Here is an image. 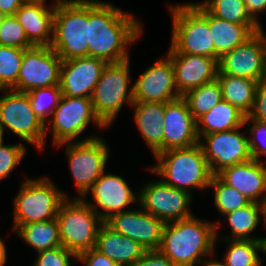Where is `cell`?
Masks as SVG:
<instances>
[{
    "instance_id": "d6986e66",
    "label": "cell",
    "mask_w": 266,
    "mask_h": 266,
    "mask_svg": "<svg viewBox=\"0 0 266 266\" xmlns=\"http://www.w3.org/2000/svg\"><path fill=\"white\" fill-rule=\"evenodd\" d=\"M163 152L199 143L197 122L182 98L165 103Z\"/></svg>"
},
{
    "instance_id": "7c38bea8",
    "label": "cell",
    "mask_w": 266,
    "mask_h": 266,
    "mask_svg": "<svg viewBox=\"0 0 266 266\" xmlns=\"http://www.w3.org/2000/svg\"><path fill=\"white\" fill-rule=\"evenodd\" d=\"M52 131L55 145L75 142L92 121L100 128H107L95 115L91 98L61 97L58 106L52 113ZM74 140V141H73Z\"/></svg>"
},
{
    "instance_id": "7dc6e473",
    "label": "cell",
    "mask_w": 266,
    "mask_h": 266,
    "mask_svg": "<svg viewBox=\"0 0 266 266\" xmlns=\"http://www.w3.org/2000/svg\"><path fill=\"white\" fill-rule=\"evenodd\" d=\"M201 263H202V266H226L223 261L222 262H220V261L219 262L218 261H208V260L205 259Z\"/></svg>"
},
{
    "instance_id": "e0dca14e",
    "label": "cell",
    "mask_w": 266,
    "mask_h": 266,
    "mask_svg": "<svg viewBox=\"0 0 266 266\" xmlns=\"http://www.w3.org/2000/svg\"><path fill=\"white\" fill-rule=\"evenodd\" d=\"M105 223L114 231L137 241L146 251L158 250L165 224L143 209L116 213Z\"/></svg>"
},
{
    "instance_id": "1f68e13d",
    "label": "cell",
    "mask_w": 266,
    "mask_h": 266,
    "mask_svg": "<svg viewBox=\"0 0 266 266\" xmlns=\"http://www.w3.org/2000/svg\"><path fill=\"white\" fill-rule=\"evenodd\" d=\"M229 248L225 252L223 262L226 266H261L262 258L259 257V240L227 239Z\"/></svg>"
},
{
    "instance_id": "8992f818",
    "label": "cell",
    "mask_w": 266,
    "mask_h": 266,
    "mask_svg": "<svg viewBox=\"0 0 266 266\" xmlns=\"http://www.w3.org/2000/svg\"><path fill=\"white\" fill-rule=\"evenodd\" d=\"M66 198L58 212L61 245L77 256L96 246L99 228L104 223L83 198Z\"/></svg>"
},
{
    "instance_id": "30bf717a",
    "label": "cell",
    "mask_w": 266,
    "mask_h": 266,
    "mask_svg": "<svg viewBox=\"0 0 266 266\" xmlns=\"http://www.w3.org/2000/svg\"><path fill=\"white\" fill-rule=\"evenodd\" d=\"M66 146L69 168L79 195L84 198L94 182L104 173L109 157L108 146L99 136L63 143Z\"/></svg>"
},
{
    "instance_id": "d4e9b609",
    "label": "cell",
    "mask_w": 266,
    "mask_h": 266,
    "mask_svg": "<svg viewBox=\"0 0 266 266\" xmlns=\"http://www.w3.org/2000/svg\"><path fill=\"white\" fill-rule=\"evenodd\" d=\"M134 119L143 139L154 156L163 152L165 103L133 102Z\"/></svg>"
},
{
    "instance_id": "5bb4252c",
    "label": "cell",
    "mask_w": 266,
    "mask_h": 266,
    "mask_svg": "<svg viewBox=\"0 0 266 266\" xmlns=\"http://www.w3.org/2000/svg\"><path fill=\"white\" fill-rule=\"evenodd\" d=\"M266 34L261 29L243 44L225 53L218 62V74L260 82L266 78Z\"/></svg>"
},
{
    "instance_id": "ba28073f",
    "label": "cell",
    "mask_w": 266,
    "mask_h": 266,
    "mask_svg": "<svg viewBox=\"0 0 266 266\" xmlns=\"http://www.w3.org/2000/svg\"><path fill=\"white\" fill-rule=\"evenodd\" d=\"M129 59L118 63H107L100 80L95 85L91 101L95 115L108 128L117 118L123 104L132 105L133 85H130Z\"/></svg>"
},
{
    "instance_id": "f5cc1de1",
    "label": "cell",
    "mask_w": 266,
    "mask_h": 266,
    "mask_svg": "<svg viewBox=\"0 0 266 266\" xmlns=\"http://www.w3.org/2000/svg\"><path fill=\"white\" fill-rule=\"evenodd\" d=\"M3 130L0 128V144L3 143Z\"/></svg>"
},
{
    "instance_id": "7a4b0ae2",
    "label": "cell",
    "mask_w": 266,
    "mask_h": 266,
    "mask_svg": "<svg viewBox=\"0 0 266 266\" xmlns=\"http://www.w3.org/2000/svg\"><path fill=\"white\" fill-rule=\"evenodd\" d=\"M215 223H207L194 215L187 219L165 223L158 251L175 266H196L201 257L212 255L218 240Z\"/></svg>"
},
{
    "instance_id": "f1b7e54d",
    "label": "cell",
    "mask_w": 266,
    "mask_h": 266,
    "mask_svg": "<svg viewBox=\"0 0 266 266\" xmlns=\"http://www.w3.org/2000/svg\"><path fill=\"white\" fill-rule=\"evenodd\" d=\"M16 232L26 244L36 249L37 252L62 246L56 218L20 225Z\"/></svg>"
},
{
    "instance_id": "681fc988",
    "label": "cell",
    "mask_w": 266,
    "mask_h": 266,
    "mask_svg": "<svg viewBox=\"0 0 266 266\" xmlns=\"http://www.w3.org/2000/svg\"><path fill=\"white\" fill-rule=\"evenodd\" d=\"M6 17H7V15L4 14V13L0 10V27H1L3 21L5 20Z\"/></svg>"
},
{
    "instance_id": "b9f144b4",
    "label": "cell",
    "mask_w": 266,
    "mask_h": 266,
    "mask_svg": "<svg viewBox=\"0 0 266 266\" xmlns=\"http://www.w3.org/2000/svg\"><path fill=\"white\" fill-rule=\"evenodd\" d=\"M77 260L84 263L85 266H120L95 247L79 254Z\"/></svg>"
},
{
    "instance_id": "8d00e7d4",
    "label": "cell",
    "mask_w": 266,
    "mask_h": 266,
    "mask_svg": "<svg viewBox=\"0 0 266 266\" xmlns=\"http://www.w3.org/2000/svg\"><path fill=\"white\" fill-rule=\"evenodd\" d=\"M0 45L29 49L34 45L28 40L15 15H9L0 27Z\"/></svg>"
},
{
    "instance_id": "f907efd6",
    "label": "cell",
    "mask_w": 266,
    "mask_h": 266,
    "mask_svg": "<svg viewBox=\"0 0 266 266\" xmlns=\"http://www.w3.org/2000/svg\"><path fill=\"white\" fill-rule=\"evenodd\" d=\"M263 222L266 225V202L264 203V217H263Z\"/></svg>"
},
{
    "instance_id": "836d02e7",
    "label": "cell",
    "mask_w": 266,
    "mask_h": 266,
    "mask_svg": "<svg viewBox=\"0 0 266 266\" xmlns=\"http://www.w3.org/2000/svg\"><path fill=\"white\" fill-rule=\"evenodd\" d=\"M209 187L214 189V203L222 216L250 203L243 194L225 184L217 175L212 176Z\"/></svg>"
},
{
    "instance_id": "4fadbf2b",
    "label": "cell",
    "mask_w": 266,
    "mask_h": 266,
    "mask_svg": "<svg viewBox=\"0 0 266 266\" xmlns=\"http://www.w3.org/2000/svg\"><path fill=\"white\" fill-rule=\"evenodd\" d=\"M138 196L140 207L164 223L193 216L188 208L192 201L190 191L171 187L162 180L145 185Z\"/></svg>"
},
{
    "instance_id": "74e56055",
    "label": "cell",
    "mask_w": 266,
    "mask_h": 266,
    "mask_svg": "<svg viewBox=\"0 0 266 266\" xmlns=\"http://www.w3.org/2000/svg\"><path fill=\"white\" fill-rule=\"evenodd\" d=\"M251 122L253 125L249 128L251 134V137L248 136L249 149L252 159L260 161V155L266 156V122L252 119L248 115L245 116L244 125L248 123L249 127Z\"/></svg>"
},
{
    "instance_id": "8fae6325",
    "label": "cell",
    "mask_w": 266,
    "mask_h": 266,
    "mask_svg": "<svg viewBox=\"0 0 266 266\" xmlns=\"http://www.w3.org/2000/svg\"><path fill=\"white\" fill-rule=\"evenodd\" d=\"M62 59L50 46H33L24 50L17 83L11 88L16 92L59 86Z\"/></svg>"
},
{
    "instance_id": "7bdbcfd3",
    "label": "cell",
    "mask_w": 266,
    "mask_h": 266,
    "mask_svg": "<svg viewBox=\"0 0 266 266\" xmlns=\"http://www.w3.org/2000/svg\"><path fill=\"white\" fill-rule=\"evenodd\" d=\"M131 266H175L158 250L146 251L144 255Z\"/></svg>"
},
{
    "instance_id": "7402d4cb",
    "label": "cell",
    "mask_w": 266,
    "mask_h": 266,
    "mask_svg": "<svg viewBox=\"0 0 266 266\" xmlns=\"http://www.w3.org/2000/svg\"><path fill=\"white\" fill-rule=\"evenodd\" d=\"M225 184L243 194L250 202H266V165L260 160L225 167L216 174ZM260 198V199H259Z\"/></svg>"
},
{
    "instance_id": "cb8c5ba5",
    "label": "cell",
    "mask_w": 266,
    "mask_h": 266,
    "mask_svg": "<svg viewBox=\"0 0 266 266\" xmlns=\"http://www.w3.org/2000/svg\"><path fill=\"white\" fill-rule=\"evenodd\" d=\"M95 248L120 266H131L146 250L137 242L114 231L105 222L99 228Z\"/></svg>"
},
{
    "instance_id": "bcb514c9",
    "label": "cell",
    "mask_w": 266,
    "mask_h": 266,
    "mask_svg": "<svg viewBox=\"0 0 266 266\" xmlns=\"http://www.w3.org/2000/svg\"><path fill=\"white\" fill-rule=\"evenodd\" d=\"M6 258V248L4 242L0 239V266H4Z\"/></svg>"
},
{
    "instance_id": "277c9868",
    "label": "cell",
    "mask_w": 266,
    "mask_h": 266,
    "mask_svg": "<svg viewBox=\"0 0 266 266\" xmlns=\"http://www.w3.org/2000/svg\"><path fill=\"white\" fill-rule=\"evenodd\" d=\"M155 157L159 163L148 170L162 176L165 184L185 191L209 188L213 174L199 143L166 150Z\"/></svg>"
},
{
    "instance_id": "f35d334b",
    "label": "cell",
    "mask_w": 266,
    "mask_h": 266,
    "mask_svg": "<svg viewBox=\"0 0 266 266\" xmlns=\"http://www.w3.org/2000/svg\"><path fill=\"white\" fill-rule=\"evenodd\" d=\"M23 144L4 145L0 144V180L10 175L26 153Z\"/></svg>"
},
{
    "instance_id": "603a6c76",
    "label": "cell",
    "mask_w": 266,
    "mask_h": 266,
    "mask_svg": "<svg viewBox=\"0 0 266 266\" xmlns=\"http://www.w3.org/2000/svg\"><path fill=\"white\" fill-rule=\"evenodd\" d=\"M60 1H54L50 9L42 2H25L16 12L15 17L34 46H51L55 9Z\"/></svg>"
},
{
    "instance_id": "83f0119b",
    "label": "cell",
    "mask_w": 266,
    "mask_h": 266,
    "mask_svg": "<svg viewBox=\"0 0 266 266\" xmlns=\"http://www.w3.org/2000/svg\"><path fill=\"white\" fill-rule=\"evenodd\" d=\"M222 99L247 116L253 107L258 81L244 77L217 74Z\"/></svg>"
},
{
    "instance_id": "f546056e",
    "label": "cell",
    "mask_w": 266,
    "mask_h": 266,
    "mask_svg": "<svg viewBox=\"0 0 266 266\" xmlns=\"http://www.w3.org/2000/svg\"><path fill=\"white\" fill-rule=\"evenodd\" d=\"M264 217V204L250 202L248 205L224 215L231 226L232 236H224L222 239L259 240L249 235L259 224L260 216Z\"/></svg>"
},
{
    "instance_id": "52a82bcc",
    "label": "cell",
    "mask_w": 266,
    "mask_h": 266,
    "mask_svg": "<svg viewBox=\"0 0 266 266\" xmlns=\"http://www.w3.org/2000/svg\"><path fill=\"white\" fill-rule=\"evenodd\" d=\"M66 198L67 194L56 188L48 177L26 178L14 199V230L23 224L55 219Z\"/></svg>"
},
{
    "instance_id": "ab89813d",
    "label": "cell",
    "mask_w": 266,
    "mask_h": 266,
    "mask_svg": "<svg viewBox=\"0 0 266 266\" xmlns=\"http://www.w3.org/2000/svg\"><path fill=\"white\" fill-rule=\"evenodd\" d=\"M33 266H71L70 258L77 260V255L63 246L37 252Z\"/></svg>"
},
{
    "instance_id": "ac0fdd59",
    "label": "cell",
    "mask_w": 266,
    "mask_h": 266,
    "mask_svg": "<svg viewBox=\"0 0 266 266\" xmlns=\"http://www.w3.org/2000/svg\"><path fill=\"white\" fill-rule=\"evenodd\" d=\"M106 64L91 56L62 61L59 83L62 95L91 98Z\"/></svg>"
},
{
    "instance_id": "f6af8a7d",
    "label": "cell",
    "mask_w": 266,
    "mask_h": 266,
    "mask_svg": "<svg viewBox=\"0 0 266 266\" xmlns=\"http://www.w3.org/2000/svg\"><path fill=\"white\" fill-rule=\"evenodd\" d=\"M24 3V0H0V10L7 16L15 15Z\"/></svg>"
},
{
    "instance_id": "9c48e42d",
    "label": "cell",
    "mask_w": 266,
    "mask_h": 266,
    "mask_svg": "<svg viewBox=\"0 0 266 266\" xmlns=\"http://www.w3.org/2000/svg\"><path fill=\"white\" fill-rule=\"evenodd\" d=\"M0 128L5 127L19 136L23 141L44 148L45 134L50 130L32 110L28 95L11 89H0Z\"/></svg>"
},
{
    "instance_id": "d590c367",
    "label": "cell",
    "mask_w": 266,
    "mask_h": 266,
    "mask_svg": "<svg viewBox=\"0 0 266 266\" xmlns=\"http://www.w3.org/2000/svg\"><path fill=\"white\" fill-rule=\"evenodd\" d=\"M26 94L28 95L32 110L46 125V121L50 122L47 117L52 115L62 97L60 87L52 86L33 89L28 91Z\"/></svg>"
},
{
    "instance_id": "5b68a950",
    "label": "cell",
    "mask_w": 266,
    "mask_h": 266,
    "mask_svg": "<svg viewBox=\"0 0 266 266\" xmlns=\"http://www.w3.org/2000/svg\"><path fill=\"white\" fill-rule=\"evenodd\" d=\"M89 0L56 4L51 48L62 61L88 56Z\"/></svg>"
},
{
    "instance_id": "484cf974",
    "label": "cell",
    "mask_w": 266,
    "mask_h": 266,
    "mask_svg": "<svg viewBox=\"0 0 266 266\" xmlns=\"http://www.w3.org/2000/svg\"><path fill=\"white\" fill-rule=\"evenodd\" d=\"M209 27L214 51L220 58L262 29L259 24H235L218 19L210 13Z\"/></svg>"
},
{
    "instance_id": "816d5d0a",
    "label": "cell",
    "mask_w": 266,
    "mask_h": 266,
    "mask_svg": "<svg viewBox=\"0 0 266 266\" xmlns=\"http://www.w3.org/2000/svg\"><path fill=\"white\" fill-rule=\"evenodd\" d=\"M25 2H42L46 3L45 0H24Z\"/></svg>"
},
{
    "instance_id": "6da1fadb",
    "label": "cell",
    "mask_w": 266,
    "mask_h": 266,
    "mask_svg": "<svg viewBox=\"0 0 266 266\" xmlns=\"http://www.w3.org/2000/svg\"><path fill=\"white\" fill-rule=\"evenodd\" d=\"M142 26L130 14L106 2L89 0L88 56L106 63L129 59L127 45L137 41Z\"/></svg>"
},
{
    "instance_id": "4316f807",
    "label": "cell",
    "mask_w": 266,
    "mask_h": 266,
    "mask_svg": "<svg viewBox=\"0 0 266 266\" xmlns=\"http://www.w3.org/2000/svg\"><path fill=\"white\" fill-rule=\"evenodd\" d=\"M245 115L229 102L222 100L210 111L201 116L197 122V134L201 136L209 133L228 131L241 127Z\"/></svg>"
},
{
    "instance_id": "c3c4849f",
    "label": "cell",
    "mask_w": 266,
    "mask_h": 266,
    "mask_svg": "<svg viewBox=\"0 0 266 266\" xmlns=\"http://www.w3.org/2000/svg\"><path fill=\"white\" fill-rule=\"evenodd\" d=\"M259 243H260V251H263L265 254L266 253V237L259 238Z\"/></svg>"
},
{
    "instance_id": "d6a6232c",
    "label": "cell",
    "mask_w": 266,
    "mask_h": 266,
    "mask_svg": "<svg viewBox=\"0 0 266 266\" xmlns=\"http://www.w3.org/2000/svg\"><path fill=\"white\" fill-rule=\"evenodd\" d=\"M200 4L218 19L235 24H258L247 13L244 0H205Z\"/></svg>"
},
{
    "instance_id": "ee69618b",
    "label": "cell",
    "mask_w": 266,
    "mask_h": 266,
    "mask_svg": "<svg viewBox=\"0 0 266 266\" xmlns=\"http://www.w3.org/2000/svg\"><path fill=\"white\" fill-rule=\"evenodd\" d=\"M244 3L247 13L261 26L260 22H258V18H256V14L266 11V0H244Z\"/></svg>"
},
{
    "instance_id": "44dd1931",
    "label": "cell",
    "mask_w": 266,
    "mask_h": 266,
    "mask_svg": "<svg viewBox=\"0 0 266 266\" xmlns=\"http://www.w3.org/2000/svg\"><path fill=\"white\" fill-rule=\"evenodd\" d=\"M167 55L171 58L175 85L181 96L217 78L219 67L216 59L185 53H168Z\"/></svg>"
},
{
    "instance_id": "ffe728a7",
    "label": "cell",
    "mask_w": 266,
    "mask_h": 266,
    "mask_svg": "<svg viewBox=\"0 0 266 266\" xmlns=\"http://www.w3.org/2000/svg\"><path fill=\"white\" fill-rule=\"evenodd\" d=\"M90 192L97 207L95 206V202L94 205L93 203L88 204L104 222L112 215L124 212V208L134 203L139 197L135 195L121 176L109 173H103L94 182L87 194ZM99 207L102 211L98 210Z\"/></svg>"
},
{
    "instance_id": "2e32d148",
    "label": "cell",
    "mask_w": 266,
    "mask_h": 266,
    "mask_svg": "<svg viewBox=\"0 0 266 266\" xmlns=\"http://www.w3.org/2000/svg\"><path fill=\"white\" fill-rule=\"evenodd\" d=\"M133 84L134 102L168 103L182 97L175 85L171 58H161L146 69Z\"/></svg>"
},
{
    "instance_id": "4dcf8cb0",
    "label": "cell",
    "mask_w": 266,
    "mask_h": 266,
    "mask_svg": "<svg viewBox=\"0 0 266 266\" xmlns=\"http://www.w3.org/2000/svg\"><path fill=\"white\" fill-rule=\"evenodd\" d=\"M182 98L187 102L188 108L196 121L223 100L217 78L186 92Z\"/></svg>"
},
{
    "instance_id": "e575fe53",
    "label": "cell",
    "mask_w": 266,
    "mask_h": 266,
    "mask_svg": "<svg viewBox=\"0 0 266 266\" xmlns=\"http://www.w3.org/2000/svg\"><path fill=\"white\" fill-rule=\"evenodd\" d=\"M24 50L0 45V89H11L17 83Z\"/></svg>"
},
{
    "instance_id": "9a60e30c",
    "label": "cell",
    "mask_w": 266,
    "mask_h": 266,
    "mask_svg": "<svg viewBox=\"0 0 266 266\" xmlns=\"http://www.w3.org/2000/svg\"><path fill=\"white\" fill-rule=\"evenodd\" d=\"M243 126L244 124L228 131L209 133L200 137L199 144L213 175L225 167L252 159L248 136L238 132ZM201 138L205 140L201 141Z\"/></svg>"
},
{
    "instance_id": "60d3db41",
    "label": "cell",
    "mask_w": 266,
    "mask_h": 266,
    "mask_svg": "<svg viewBox=\"0 0 266 266\" xmlns=\"http://www.w3.org/2000/svg\"><path fill=\"white\" fill-rule=\"evenodd\" d=\"M248 116L252 119L266 122V78L258 82L254 104Z\"/></svg>"
},
{
    "instance_id": "3957f363",
    "label": "cell",
    "mask_w": 266,
    "mask_h": 266,
    "mask_svg": "<svg viewBox=\"0 0 266 266\" xmlns=\"http://www.w3.org/2000/svg\"><path fill=\"white\" fill-rule=\"evenodd\" d=\"M172 6L173 30L168 53L203 55L219 62L209 27V12L200 2Z\"/></svg>"
}]
</instances>
